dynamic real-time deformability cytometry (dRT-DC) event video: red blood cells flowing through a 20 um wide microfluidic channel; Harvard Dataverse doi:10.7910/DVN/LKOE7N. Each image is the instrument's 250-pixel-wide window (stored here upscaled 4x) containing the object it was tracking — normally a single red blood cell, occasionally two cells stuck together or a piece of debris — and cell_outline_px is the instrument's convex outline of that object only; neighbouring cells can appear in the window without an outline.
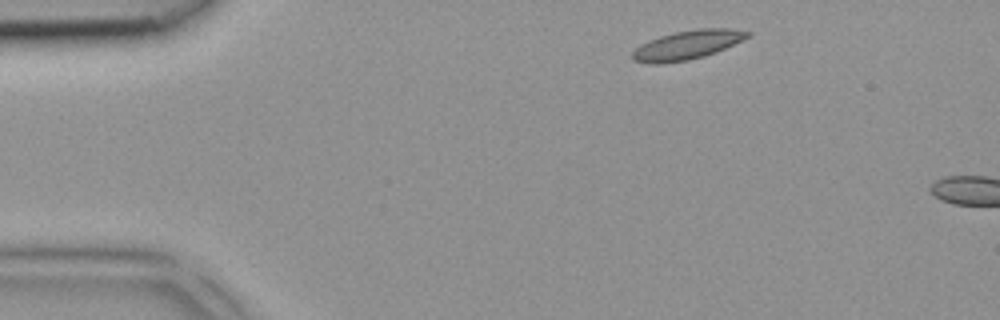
{"species": "common noctule bat (a hibernating species)", "species_latin": "Nyctalus noctula", "temperature_condition": "room temperature", "stored_images_in_passage": 2, "camera_frame_rate_fps": 3000, "um_per_image_px": 0.085, "animal": {"sex": "female", "body_mass_g": 18.4}, "frame": {"image": 1, "passage_image": 1, "time_ms": 0.0, "image_size_px": [1000, 320], "cell_outline_px": [[752, 32], [748, 36], [716, 52], [704, 56], [688, 60], [660, 64], [652, 64], [632, 60], [632, 52], [640, 44], [648, 40], [660, 36], [676, 32], [696, 28], [732, 28]], "centroid_in_image_um": [58.37, 3.82], "position_along_channel_um": 26.6, "area_um2": 19.36}}